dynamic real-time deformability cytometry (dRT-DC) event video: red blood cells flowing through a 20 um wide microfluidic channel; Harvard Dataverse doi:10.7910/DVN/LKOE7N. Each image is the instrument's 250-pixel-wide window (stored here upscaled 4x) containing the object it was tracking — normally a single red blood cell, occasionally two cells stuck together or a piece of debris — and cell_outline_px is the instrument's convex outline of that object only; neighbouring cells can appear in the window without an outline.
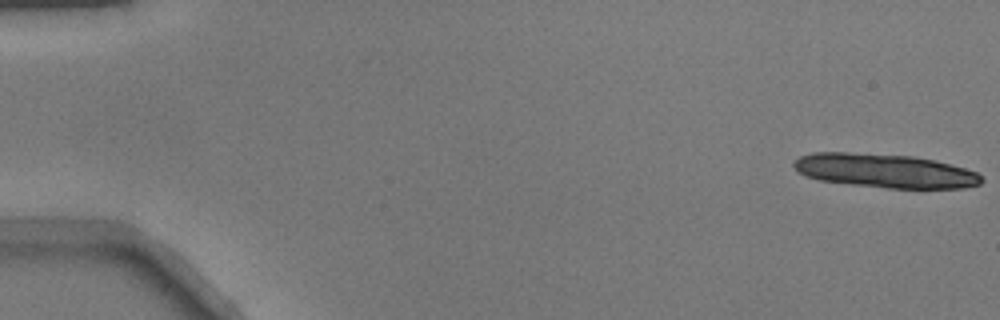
{"species": "common noctule bat (a hibernating species)", "species_latin": "Nyctalus noctula", "temperature_condition": "warm", "stored_images_in_passage": 15, "camera_frame_rate_fps": 3000, "um_per_image_px": 0.085, "animal": {"sex": "male", "body_mass_g": 17.9}, "frame": {"image": 1, "passage_image": 1, "time_ms": 0.0, "image_size_px": [1000, 320], "cell_outline_px": [[984, 180], [980, 184], [964, 188], [888, 188], [852, 184], [820, 180], [804, 176], [796, 172], [792, 164], [800, 156], [812, 152], [848, 152], [912, 156], [936, 160], [964, 168], [976, 172]], "centroid_in_image_um": [75.18, 14.51], "position_along_channel_um": 9.8, "area_um2": 37.11}}